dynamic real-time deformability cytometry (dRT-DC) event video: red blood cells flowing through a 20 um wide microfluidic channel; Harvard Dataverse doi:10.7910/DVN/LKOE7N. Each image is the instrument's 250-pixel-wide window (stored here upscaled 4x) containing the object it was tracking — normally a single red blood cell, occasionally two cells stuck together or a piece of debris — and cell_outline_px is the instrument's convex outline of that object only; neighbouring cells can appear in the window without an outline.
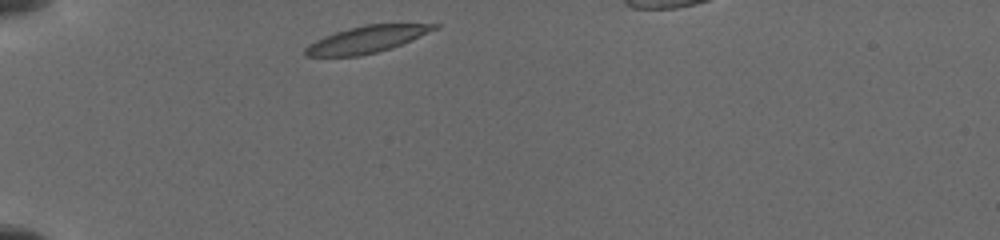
{"species": "common noctule bat (a hibernating species)", "species_latin": "Nyctalus noctula", "temperature_condition": "cold", "stored_images_in_passage": 3, "camera_frame_rate_fps": 3000, "um_per_image_px": 0.085, "animal": {"sex": "female", "body_mass_g": 19.5, "forearm_length_mm": 54.1}, "frame": {"image": 1, "passage_image": 1, "time_ms": 0.0, "image_size_px": [1000, 240], "cell_outline_px": [[440, 28], [400, 44], [376, 52], [360, 56], [304, 56], [304, 48], [308, 44], [324, 36], [348, 28], [364, 24], [440, 24]], "centroid_in_image_um": [31.14, 3.34], "position_along_channel_um": 53.9, "area_um2": 19.94}}